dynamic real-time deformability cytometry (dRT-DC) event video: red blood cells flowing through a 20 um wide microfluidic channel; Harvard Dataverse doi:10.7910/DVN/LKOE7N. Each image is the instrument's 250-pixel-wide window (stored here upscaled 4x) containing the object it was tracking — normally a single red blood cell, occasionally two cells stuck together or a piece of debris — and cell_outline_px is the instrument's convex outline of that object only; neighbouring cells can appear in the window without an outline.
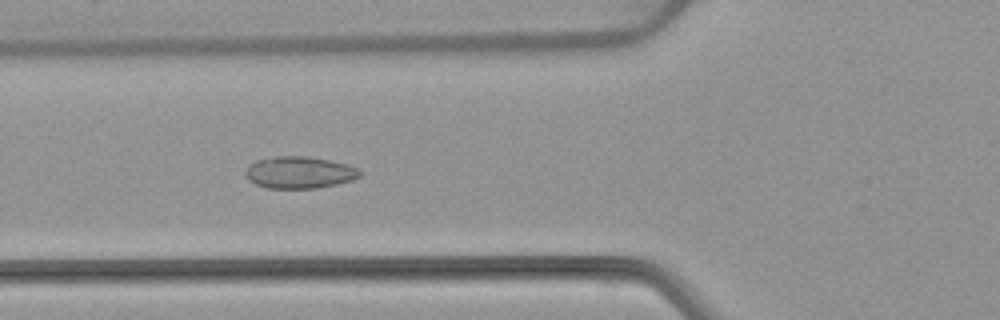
{"species": "common noctule bat (a hibernating species)", "species_latin": "Nyctalus noctula", "temperature_condition": "warm", "stored_images_in_passage": 42, "camera_frame_rate_fps": 3000, "um_per_image_px": 0.085, "animal": {"sex": "female", "body_mass_g": 22.7, "forearm_length_mm": 54.2}, "frame": {"image": 1, "passage_image": 8, "time_ms": 2.333, "image_size_px": [1000, 320], "cell_outline_px": [[364, 172], [360, 176], [352, 180], [336, 184], [316, 188], [268, 188], [256, 184], [248, 180], [244, 176], [244, 172], [248, 164], [256, 160], [276, 156], [308, 156], [348, 164]], "centroid_in_image_um": [25.42, 14.65], "position_along_channel_um": 100.4, "area_um2": 21.44}}
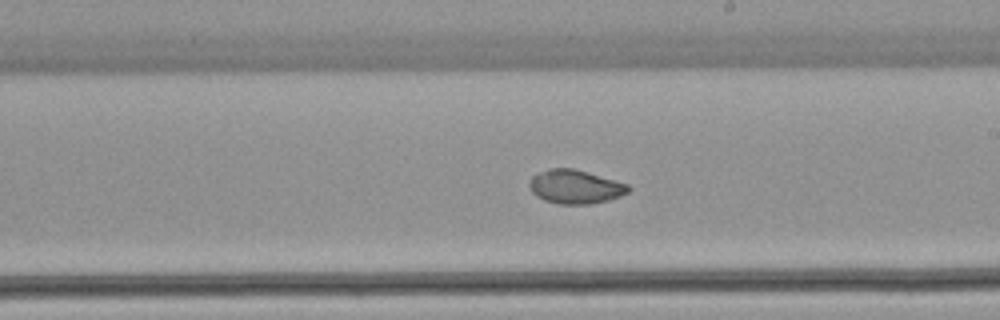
{"frame": {"image": 2, "passage_image": 19, "time_ms": 6.0, "image_size_px": [1000, 320], "cell_outline_px": [[632, 188], [628, 192], [620, 196], [608, 200], [592, 204], [556, 204], [544, 200], [536, 196], [532, 192], [528, 184], [532, 176], [548, 168], [572, 168], [588, 172], [628, 184]], "centroid_in_image_um": [48.89, 15.88], "position_along_channel_um": 240.1, "area_um2": 19.59}}
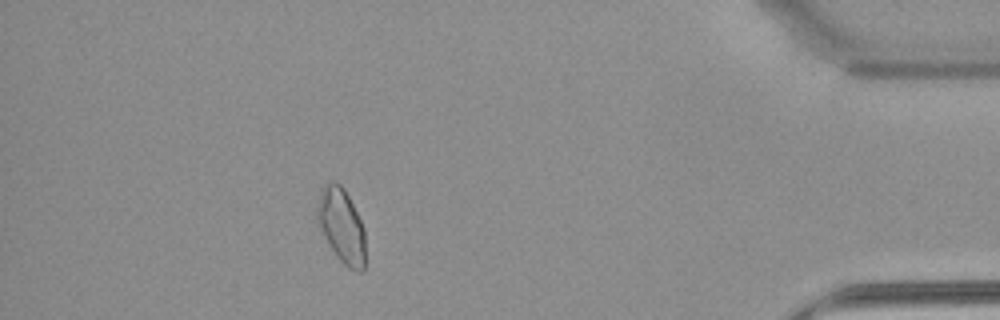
{"frame": {"image": 3, "passage_image": 36, "time_ms": 11.667, "image_size_px": [1000, 320], "cell_outline_px": [[364, 272], [356, 272], [348, 268], [340, 260], [332, 248], [320, 228], [316, 220], [316, 208], [320, 192], [324, 184], [328, 180], [332, 180], [340, 184], [344, 188], [364, 228]], "centroid_in_image_um": [29.01, 19.16], "position_along_channel_um": 406.2, "area_um2": 20.75}, "authors_computed_cell_mechanics": {"area_um2": 19.7098, "velocity_mm_per_s": 3.8077, "shape_relaxation_time_tau1_ms": 5.7817, "shape_relaxation_time_tau2_ms": null, "deformation_change_tau1": 0.1307, "deformation_change_tau2": null}}